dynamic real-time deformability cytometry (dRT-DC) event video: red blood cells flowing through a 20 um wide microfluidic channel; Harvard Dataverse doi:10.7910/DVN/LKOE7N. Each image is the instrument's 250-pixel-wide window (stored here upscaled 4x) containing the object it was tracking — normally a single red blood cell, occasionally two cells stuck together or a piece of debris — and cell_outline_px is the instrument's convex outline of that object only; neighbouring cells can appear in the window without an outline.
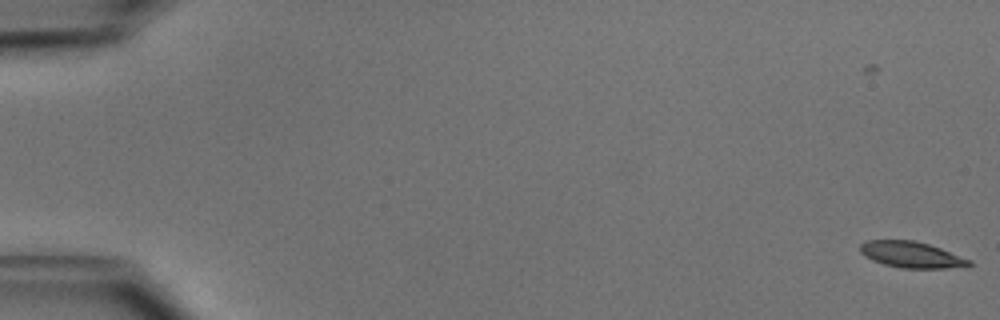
{"species": "common noctule bat (a hibernating species)", "species_latin": "Nyctalus noctula", "temperature_condition": "cold", "stored_images_in_passage": 51, "camera_frame_rate_fps": 3000, "um_per_image_px": 0.085, "animal": {"sex": "male", "body_mass_g": 15.6}, "frame": {"image": 1, "passage_image": 1, "time_ms": 0.0, "image_size_px": [1000, 320], "cell_outline_px": [[972, 264], [944, 268], [900, 268], [884, 264], [872, 260], [864, 256], [860, 252], [860, 244], [868, 240], [912, 240], [928, 244], [940, 248], [972, 260]], "centroid_in_image_um": [77.42, 21.64], "position_along_channel_um": 7.6, "area_um2": 16.42}}
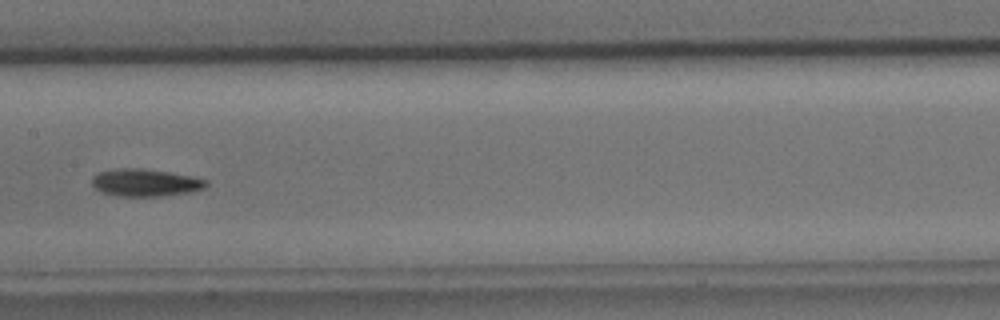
{"frame": {"image": 2, "passage_image": 27, "time_ms": 8.667, "image_size_px": [1000, 320], "cell_outline_px": [[208, 184], [204, 188], [192, 192], [160, 196], [120, 196], [104, 192], [96, 188], [92, 184], [92, 176], [100, 172], [120, 168], [140, 168], [168, 172], [192, 176], [208, 180]], "centroid_in_image_um": [12.39, 15.52], "position_along_channel_um": 195.0, "area_um2": 18.09}}
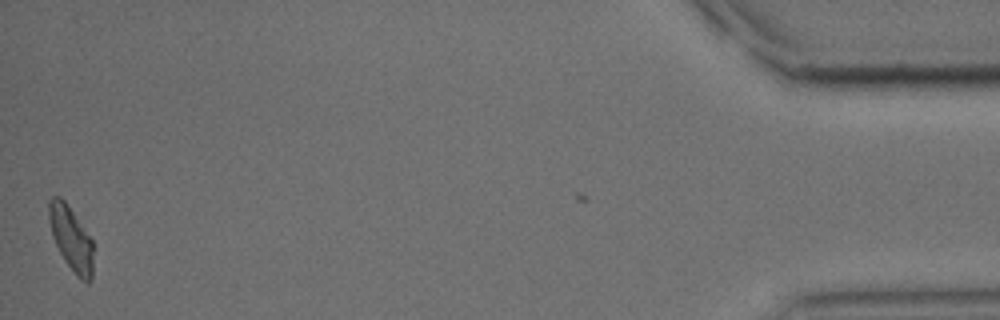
{"frame": {"image": 3, "passage_image": 51, "time_ms": 16.667, "image_size_px": [1000, 320], "cell_outline_px": [[92, 280], [88, 284], [80, 280], [76, 276], [64, 260], [52, 236], [48, 220], [48, 200], [52, 196], [60, 196], [64, 200], [92, 240]], "centroid_in_image_um": [6.02, 20.29], "position_along_channel_um": 429.2, "area_um2": 16.53}, "authors_computed_cell_mechanics": {"area_um2": 17.051, "velocity_mm_per_s": 3.9886, "shape_relaxation_time_tau1_ms": 2.3073, "shape_relaxation_time_tau2_ms": 9.2264, "deformation_change_tau1": 0.1413, "deformation_change_tau2": 0.176}}